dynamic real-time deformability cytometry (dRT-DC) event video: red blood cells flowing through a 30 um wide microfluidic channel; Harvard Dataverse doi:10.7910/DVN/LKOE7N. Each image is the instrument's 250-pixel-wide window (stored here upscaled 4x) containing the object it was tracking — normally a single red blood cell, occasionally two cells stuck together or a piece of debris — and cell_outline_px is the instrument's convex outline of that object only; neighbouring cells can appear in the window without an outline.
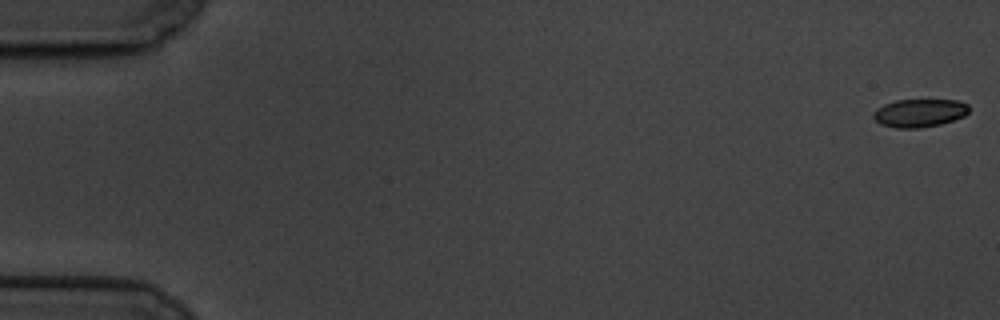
{"species": "common noctule bat (a hibernating species)", "species_latin": "Nyctalus noctula", "temperature_condition": "cold", "stored_images_in_passage": 61, "camera_frame_rate_fps": 3000, "um_per_image_px": 0.085, "animal": {"sex": "male", "body_mass_g": 19.5, "forearm_length_mm": 54.6}, "frame": {"image": 1, "passage_image": 1, "time_ms": 0.0, "image_size_px": [1000, 320], "cell_outline_px": [[968, 112], [964, 116], [940, 124], [920, 128], [896, 128], [880, 124], [872, 116], [876, 108], [884, 104], [896, 100], [956, 100], [968, 104]], "centroid_in_image_um": [78.13, 9.6], "position_along_channel_um": 6.9, "area_um2": 15.61}}
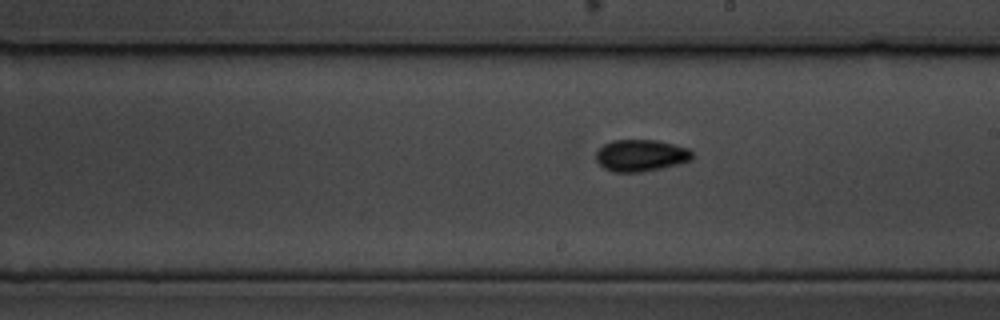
{"frame": {"image": 2, "passage_image": 35, "time_ms": 11.333, "image_size_px": [1000, 320], "cell_outline_px": [[692, 160], [680, 164], [644, 172], [612, 172], [604, 168], [596, 160], [596, 152], [604, 144], [612, 140], [656, 140], [688, 148], [692, 152]], "centroid_in_image_um": [54.47, 13.22], "position_along_channel_um": 234.5, "area_um2": 17.92}}
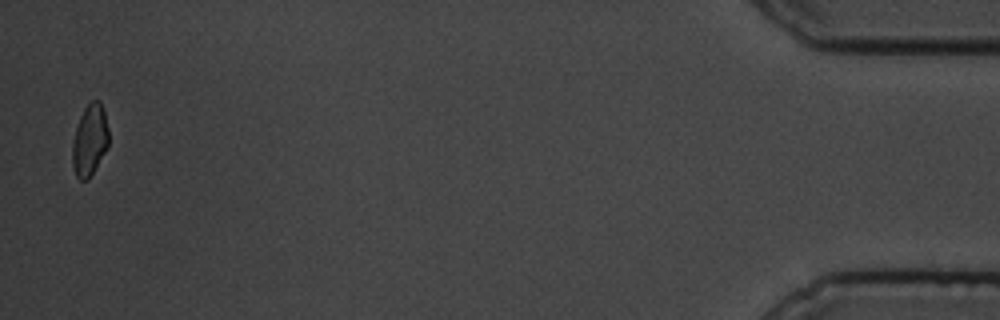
{"frame": {"image": 3, "passage_image": 60, "time_ms": 19.667, "image_size_px": [1000, 320], "cell_outline_px": [[108, 148], [88, 180], [80, 180], [76, 176], [72, 164], [72, 144], [76, 128], [80, 116], [84, 108], [92, 100], [100, 100], [104, 112], [108, 128]], "centroid_in_image_um": [7.63, 11.93], "position_along_channel_um": 427.6, "area_um2": 15.14}, "authors_computed_cell_mechanics": {"area_um2": 16.473, "velocity_mm_per_s": 3.3512, "shape_relaxation_time_tau1_ms": 3.7217, "shape_relaxation_time_tau2_ms": 5.828, "deformation_change_tau1": 0.0772, "deformation_change_tau2": 0.0916}}